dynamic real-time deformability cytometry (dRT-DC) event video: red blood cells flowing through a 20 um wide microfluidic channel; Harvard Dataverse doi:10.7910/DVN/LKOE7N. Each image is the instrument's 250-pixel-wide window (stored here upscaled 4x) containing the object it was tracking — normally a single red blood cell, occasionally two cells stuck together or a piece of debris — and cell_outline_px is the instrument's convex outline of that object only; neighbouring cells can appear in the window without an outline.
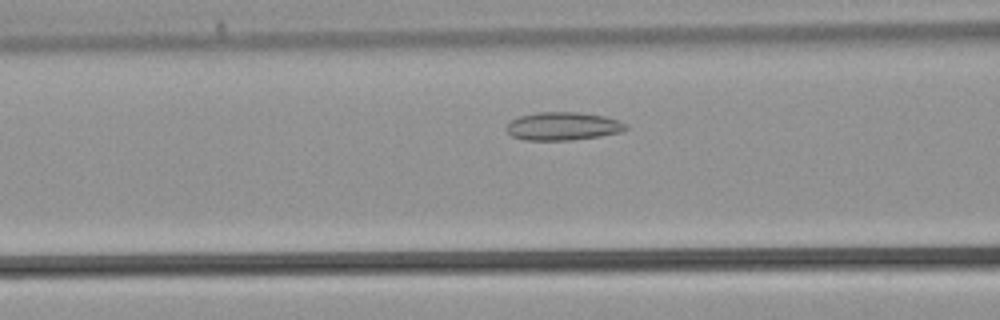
{"species": "common noctule bat (a hibernating species)", "species_latin": "Nyctalus noctula", "temperature_condition": "warm", "stored_images_in_passage": 26, "camera_frame_rate_fps": 3000, "um_per_image_px": 0.085, "animal": {"sex": "male", "body_mass_g": 21.5, "forearm_length_mm": 52.0}, "frame": {"image": 1, "passage_image": 9, "time_ms": 2.667, "image_size_px": [1000, 320], "cell_outline_px": [[628, 128], [620, 132], [600, 136], [572, 140], [524, 140], [512, 136], [504, 128], [512, 120], [520, 116], [540, 112], [580, 112], [604, 116], [620, 120], [628, 124]], "centroid_in_image_um": [47.88, 10.73], "position_along_channel_um": 118.7, "area_um2": 19.65}}
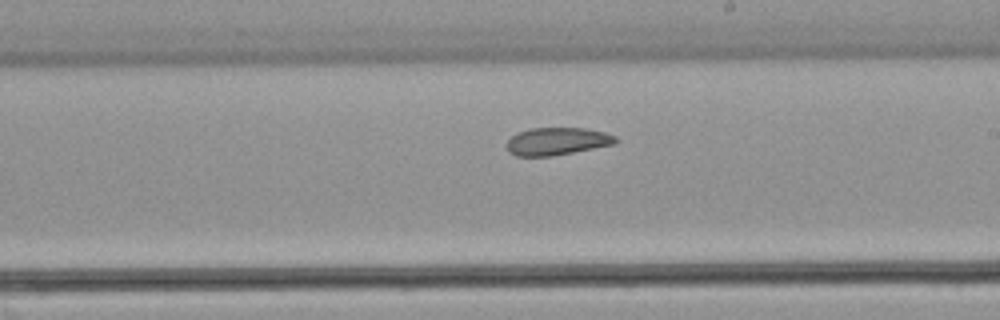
{"frame": {"image": 2, "passage_image": 16, "time_ms": 5.0, "image_size_px": [1000, 320], "cell_outline_px": [[616, 144], [552, 156], [516, 156], [508, 152], [508, 140], [516, 132], [532, 128], [584, 128], [604, 132], [616, 136]], "centroid_in_image_um": [47.34, 12.01], "position_along_channel_um": 241.7, "area_um2": 17.46}}
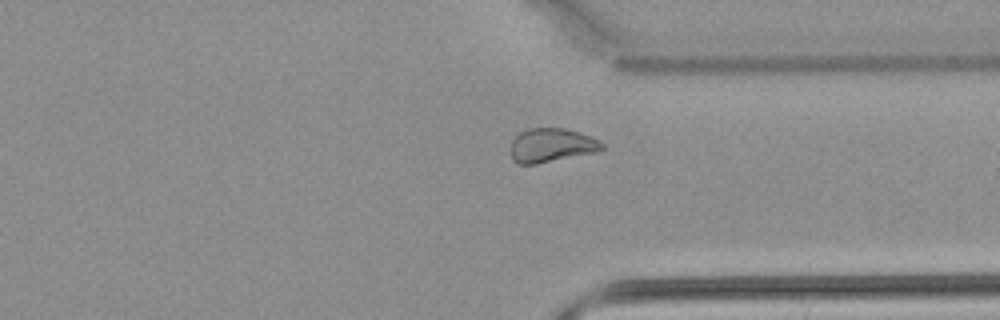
{"frame": {"image": 3, "passage_image": 23, "time_ms": 7.333, "image_size_px": [1000, 320], "cell_outline_px": [[604, 148], [600, 152], [536, 164], [520, 164], [512, 160], [512, 140], [520, 132], [528, 128], [564, 128], [580, 132], [600, 140], [604, 144]], "centroid_in_image_um": [46.93, 12.35], "position_along_channel_um": 364.5, "area_um2": 18.26}}